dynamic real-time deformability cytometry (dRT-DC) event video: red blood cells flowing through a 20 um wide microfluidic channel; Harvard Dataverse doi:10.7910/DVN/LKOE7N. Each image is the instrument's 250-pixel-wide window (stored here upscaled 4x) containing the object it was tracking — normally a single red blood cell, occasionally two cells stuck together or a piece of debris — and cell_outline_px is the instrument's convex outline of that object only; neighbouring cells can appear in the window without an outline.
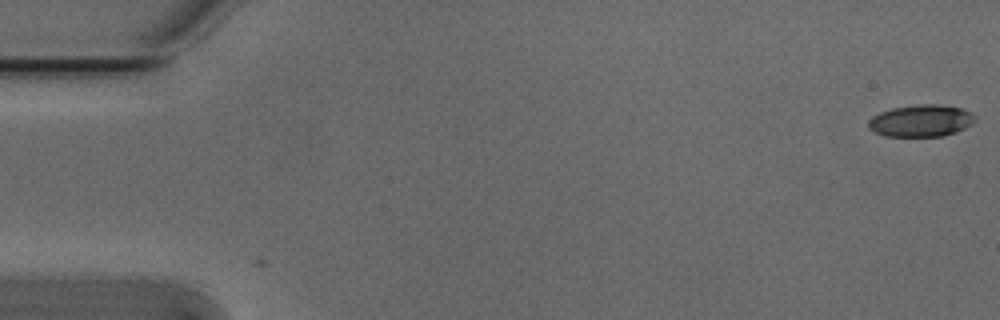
{"species": "Egyptian fruit bat (a non-hibernating species)", "species_latin": "Rousettus aegyptiacus", "temperature_condition": "cold", "stored_images_in_passage": 2, "camera_frame_rate_fps": 3000, "um_per_image_px": 0.085, "animal": {"sex": "male"}, "frame": {"image": 1, "passage_image": 1, "time_ms": 0.0, "image_size_px": [1000, 320], "cell_outline_px": [[976, 120], [972, 124], [956, 132], [944, 136], [884, 136], [868, 128], [868, 120], [872, 116], [880, 112], [892, 108], [920, 104], [936, 104], [960, 108], [972, 112], [976, 116]], "centroid_in_image_um": [78.3, 10.26], "position_along_channel_um": 6.7, "area_um2": 19.94}}